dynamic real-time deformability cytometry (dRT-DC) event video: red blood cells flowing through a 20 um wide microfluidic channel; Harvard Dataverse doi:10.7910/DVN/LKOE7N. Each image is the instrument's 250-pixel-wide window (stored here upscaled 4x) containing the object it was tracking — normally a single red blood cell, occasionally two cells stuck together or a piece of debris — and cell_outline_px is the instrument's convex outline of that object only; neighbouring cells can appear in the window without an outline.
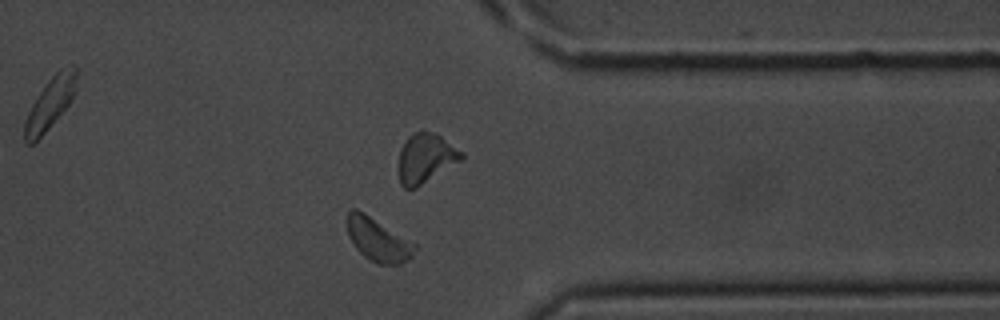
{"species": "common noctule bat (a hibernating species)", "species_latin": "Nyctalus noctula", "temperature_condition": "room temperature", "stored_images_in_passage": 32, "camera_frame_rate_fps": 3000, "um_per_image_px": 0.085, "animal": {"sex": "male", "body_mass_g": 20.1, "forearm_length_mm": 53.5}, "frame": {"image": 1, "passage_image": 23, "time_ms": 7.333, "image_size_px": [1000, 320], "cell_outline_px": [[416, 248], [412, 256], [400, 264], [376, 264], [364, 256], [356, 248], [348, 236], [348, 212], [352, 208], [356, 208], [416, 244]], "centroid_in_image_um": [32.12, 20.39], "position_along_channel_um": 379.3, "area_um2": 16.65}}